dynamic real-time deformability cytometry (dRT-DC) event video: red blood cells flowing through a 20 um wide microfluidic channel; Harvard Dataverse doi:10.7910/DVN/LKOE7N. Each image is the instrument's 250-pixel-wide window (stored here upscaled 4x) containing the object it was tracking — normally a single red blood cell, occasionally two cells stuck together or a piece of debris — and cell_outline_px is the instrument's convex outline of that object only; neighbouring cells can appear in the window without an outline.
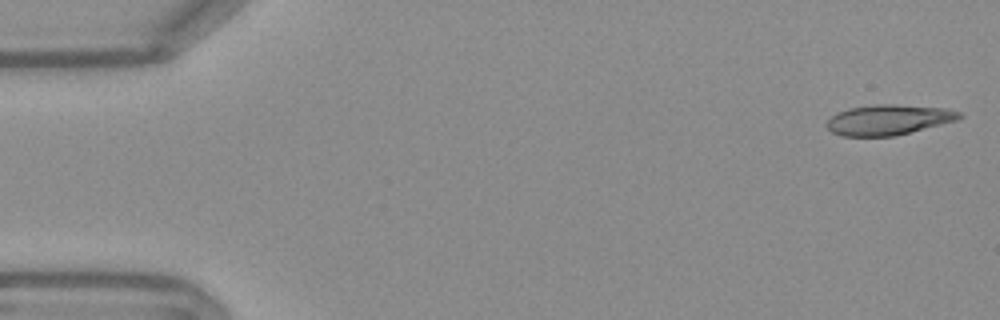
{"species": "Egyptian fruit bat (a non-hibernating species)", "species_latin": "Rousettus aegyptiacus", "temperature_condition": "warm", "stored_images_in_passage": 10, "camera_frame_rate_fps": 3000, "um_per_image_px": 0.085, "frame": {"image": 1, "passage_image": 1, "time_ms": 0.0, "image_size_px": [1000, 320], "cell_outline_px": [[964, 116], [960, 120], [892, 136], [844, 136], [832, 132], [824, 124], [836, 112], [848, 108], [872, 104], [892, 104], [948, 108], [960, 112]], "centroid_in_image_um": [75.54, 10.17], "position_along_channel_um": 9.5, "area_um2": 23.58}}